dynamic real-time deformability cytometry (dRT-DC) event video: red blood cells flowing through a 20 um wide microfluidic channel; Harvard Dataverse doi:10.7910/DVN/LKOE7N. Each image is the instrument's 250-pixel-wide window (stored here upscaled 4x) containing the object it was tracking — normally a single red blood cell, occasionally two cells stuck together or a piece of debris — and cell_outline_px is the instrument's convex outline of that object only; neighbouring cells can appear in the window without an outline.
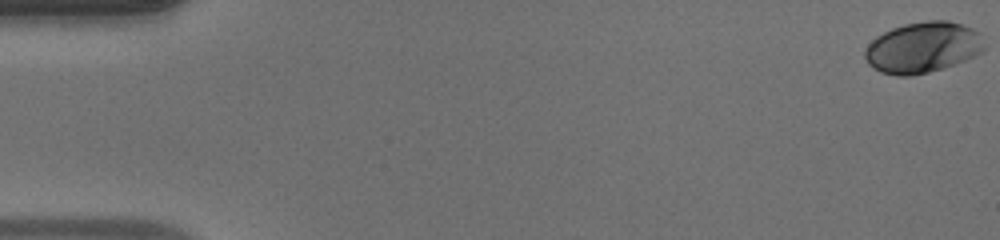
{"species": "human", "species_latin": "Homo sapiens", "temperature_condition": "warm", "stored_images_in_passage": 51, "camera_frame_rate_fps": 3000, "um_per_image_px": 0.085, "donor": {"sex": "male"}, "frame": {"image": 1, "passage_image": 1, "time_ms": 0.0, "image_size_px": [1000, 240], "cell_outline_px": [[984, 48], [980, 52], [964, 60], [928, 72], [912, 76], [896, 76], [880, 72], [872, 68], [868, 64], [864, 56], [864, 52], [868, 44], [876, 36], [892, 28], [904, 24], [928, 20], [948, 20], [972, 28], [980, 32], [984, 44]], "centroid_in_image_um": [78.4, 4.03], "position_along_channel_um": 6.6, "area_um2": 35.32}}
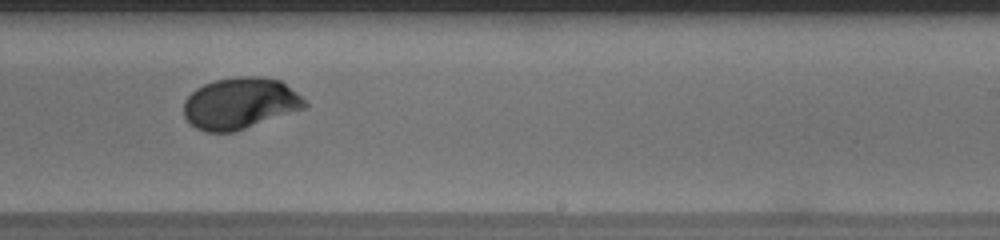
{"frame": {"image": 2, "passage_image": 32, "time_ms": 10.333, "image_size_px": [1000, 240], "cell_outline_px": [[308, 104], [304, 108], [232, 132], [204, 132], [196, 128], [184, 116], [184, 100], [196, 88], [204, 84], [216, 80], [240, 76], [260, 76], [280, 80], [296, 92]], "centroid_in_image_um": [20.37, 8.77], "position_along_channel_um": 268.6, "area_um2": 35.84}}
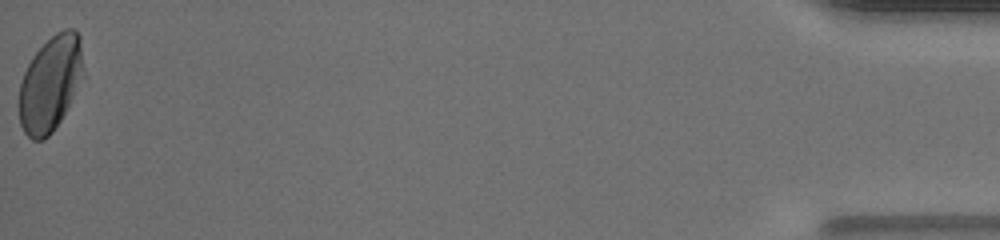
{"frame": {"image": 3, "passage_image": 51, "time_ms": 16.667, "image_size_px": [1000, 240], "cell_outline_px": [[84, 76], [60, 120], [52, 132], [44, 140], [32, 140], [24, 132], [20, 124], [20, 84], [24, 72], [32, 56], [56, 32], [64, 28], [72, 28], [80, 36], [84, 72]], "centroid_in_image_um": [4.29, 7.09], "position_along_channel_um": 430.9, "area_um2": 35.49}, "authors_computed_cell_mechanics": {"area_um2": 35.3158, "velocity_mm_per_s": 4.1121, "shape_relaxation_time_tau1_ms": 3.406, "shape_relaxation_time_tau2_ms": null, "deformation_change_tau1": 0.1599, "deformation_change_tau2": null}}